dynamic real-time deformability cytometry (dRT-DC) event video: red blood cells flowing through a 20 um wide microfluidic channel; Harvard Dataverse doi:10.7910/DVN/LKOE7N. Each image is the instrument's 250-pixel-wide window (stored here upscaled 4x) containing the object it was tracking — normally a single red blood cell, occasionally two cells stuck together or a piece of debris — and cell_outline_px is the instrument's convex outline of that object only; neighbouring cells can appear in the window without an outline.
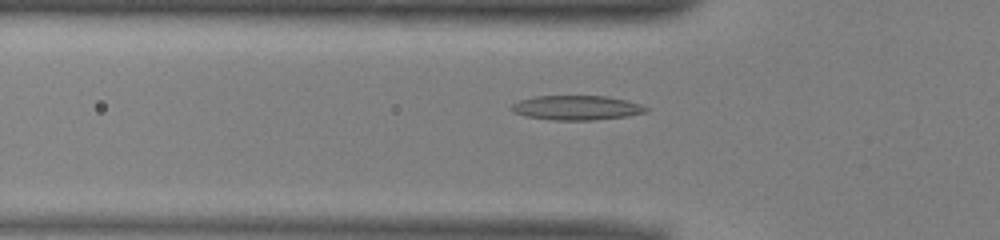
{"species": "common noctule bat (a hibernating species)", "species_latin": "Nyctalus noctula", "temperature_condition": "warm", "stored_images_in_passage": 51, "camera_frame_rate_fps": 3000, "um_per_image_px": 0.085, "animal": {"sex": "male", "body_mass_g": 13.0, "forearm_length_mm": 53.1}, "frame": {"image": 1, "passage_image": 16, "time_ms": 5.0, "image_size_px": [1000, 240], "cell_outline_px": [[652, 108], [648, 112], [628, 116], [592, 120], [552, 120], [524, 116], [512, 112], [508, 108], [512, 104], [520, 100], [536, 96], [608, 96], [640, 104]], "centroid_in_image_um": [49.01, 9.16], "position_along_channel_um": 76.8, "area_um2": 19.42}}
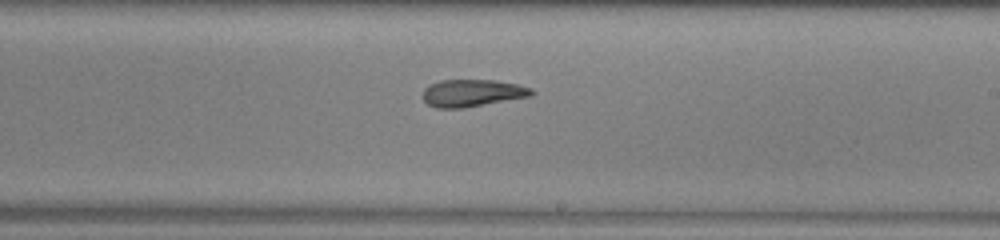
{"frame": {"image": 2, "passage_image": 29, "time_ms": 9.333, "image_size_px": [1000, 240], "cell_outline_px": [[536, 92], [532, 96], [460, 108], [436, 108], [428, 104], [424, 100], [424, 88], [440, 80], [496, 80], [516, 84], [532, 88]], "centroid_in_image_um": [40.17, 7.9], "position_along_channel_um": 248.8, "area_um2": 17.11}}
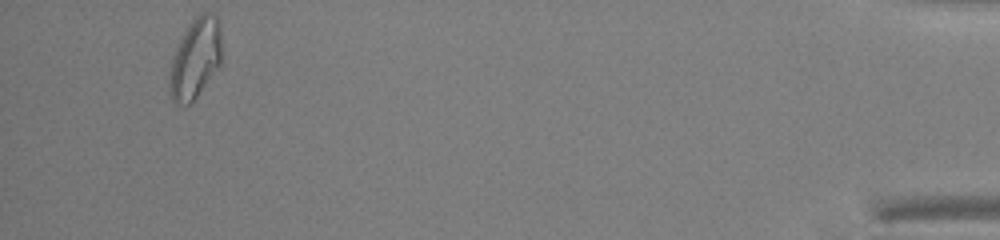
{"frame": {"image": 3, "passage_image": 48, "time_ms": 15.667, "image_size_px": [1000, 240], "cell_outline_px": [[220, 64], [196, 96], [188, 104], [176, 104], [172, 100], [168, 92], [168, 84], [172, 56], [188, 24], [200, 12], [208, 12], [216, 16], [220, 24]], "centroid_in_image_um": [16.57, 4.95], "position_along_channel_um": 418.6, "area_um2": 24.1}, "authors_computed_cell_mechanics": {"area_um2": 19.0162, "velocity_mm_per_s": 3.9655, "shape_relaxation_time_tau1_ms": 10.9355, "shape_relaxation_time_tau2_ms": 5.2006, "deformation_change_tau1": 0.2566, "deformation_change_tau2": 0.137}}